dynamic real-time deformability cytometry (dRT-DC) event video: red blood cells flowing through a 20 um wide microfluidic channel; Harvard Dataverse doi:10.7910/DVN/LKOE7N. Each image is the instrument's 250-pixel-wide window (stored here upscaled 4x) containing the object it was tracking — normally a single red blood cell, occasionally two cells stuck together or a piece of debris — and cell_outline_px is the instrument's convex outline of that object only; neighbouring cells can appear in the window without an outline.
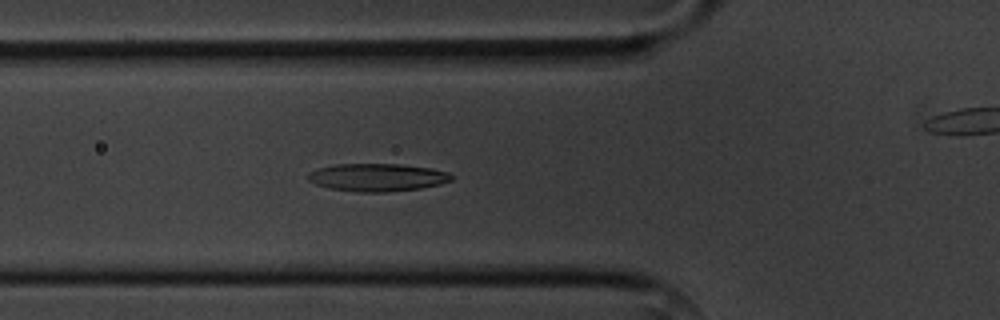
{"species": "common noctule bat (a hibernating species)", "species_latin": "Nyctalus noctula", "temperature_condition": "cold", "stored_images_in_passage": 7, "segment_of_instrument_passage": [1, 2], "camera_frame_rate_fps": 3000, "um_per_image_px": 0.085, "animal": {"sex": "male", "body_mass_g": 20.1, "forearm_length_mm": 53.5}, "frame": {"image": 1, "passage_image": 6, "time_ms": 5.667, "image_size_px": [1000, 320], "cell_outline_px": [[452, 180], [440, 184], [420, 188], [384, 192], [360, 192], [332, 188], [316, 184], [308, 180], [308, 172], [316, 168], [336, 164], [400, 164], [432, 168], [448, 172], [452, 176]], "centroid_in_image_um": [32.07, 15.06], "position_along_channel_um": 93.7, "area_um2": 23.12}}